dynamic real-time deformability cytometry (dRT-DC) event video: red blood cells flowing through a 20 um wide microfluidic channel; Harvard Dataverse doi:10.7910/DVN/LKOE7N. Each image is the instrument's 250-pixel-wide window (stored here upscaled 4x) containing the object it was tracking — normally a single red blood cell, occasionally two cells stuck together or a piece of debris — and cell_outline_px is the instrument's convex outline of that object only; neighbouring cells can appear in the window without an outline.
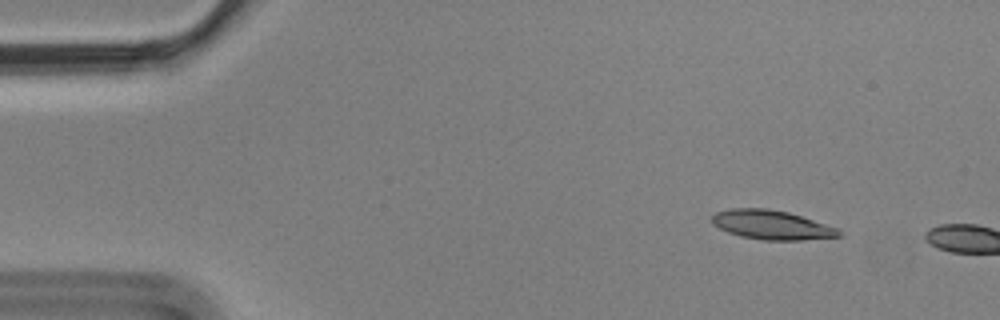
{"species": "Egyptian fruit bat (a non-hibernating species)", "species_latin": "Rousettus aegyptiacus", "temperature_condition": "cold", "stored_images_in_passage": 2, "camera_frame_rate_fps": 3000, "um_per_image_px": 0.085, "animal": {"sex": "male"}, "frame": {"image": 1, "passage_image": 1, "time_ms": 0.0, "image_size_px": [1000, 320], "cell_outline_px": [[844, 236], [804, 240], [764, 240], [740, 236], [728, 232], [712, 224], [708, 216], [716, 212], [732, 208], [768, 208], [788, 212], [840, 228], [844, 232]], "centroid_in_image_um": [65.62, 19.11], "position_along_channel_um": 19.4, "area_um2": 22.02}}